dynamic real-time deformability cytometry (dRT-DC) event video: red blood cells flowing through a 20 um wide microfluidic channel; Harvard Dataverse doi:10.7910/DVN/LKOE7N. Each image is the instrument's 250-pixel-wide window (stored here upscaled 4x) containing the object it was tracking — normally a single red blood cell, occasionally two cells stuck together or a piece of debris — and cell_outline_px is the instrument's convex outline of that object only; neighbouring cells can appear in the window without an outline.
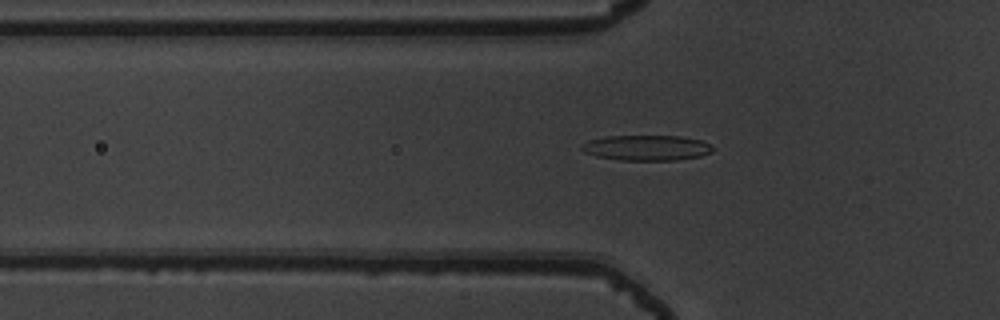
{"species": "common noctule bat (a hibernating species)", "species_latin": "Nyctalus noctula", "temperature_condition": "warm", "stored_images_in_passage": 4, "segment_of_instrument_passage": [2, 2], "camera_frame_rate_fps": 3000, "um_per_image_px": 0.085, "animal": {"sex": "male", "body_mass_g": 19.5, "forearm_length_mm": 54.6}, "frame": {"image": 1, "passage_image": 4, "time_ms": 1.0, "image_size_px": [1000, 320], "cell_outline_px": [[712, 152], [700, 156], [676, 160], [620, 160], [596, 156], [584, 152], [580, 148], [580, 144], [588, 140], [608, 136], [680, 136], [700, 140], [708, 144], [712, 148]], "centroid_in_image_um": [54.91, 12.56], "position_along_channel_um": 70.9, "area_um2": 19.31}}